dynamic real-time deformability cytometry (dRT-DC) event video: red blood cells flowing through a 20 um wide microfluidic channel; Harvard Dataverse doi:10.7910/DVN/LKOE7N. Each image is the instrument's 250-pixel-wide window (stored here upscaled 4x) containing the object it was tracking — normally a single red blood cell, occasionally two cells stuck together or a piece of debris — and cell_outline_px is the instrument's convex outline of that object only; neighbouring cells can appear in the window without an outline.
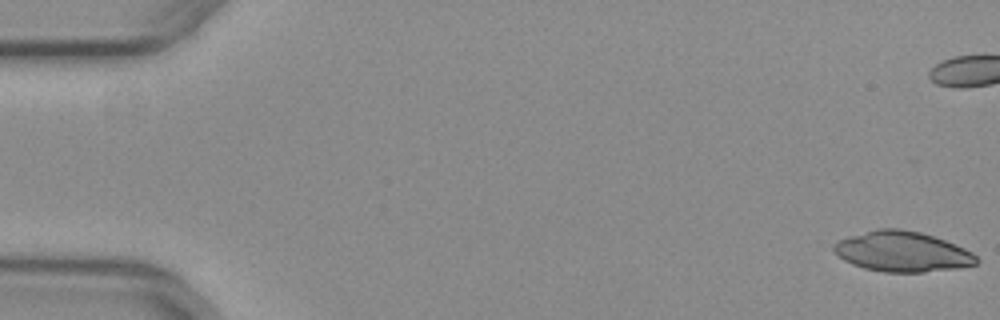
{"species": "common noctule bat (a hibernating species)", "species_latin": "Nyctalus noctula", "temperature_condition": "warm", "stored_images_in_passage": 19, "camera_frame_rate_fps": 3000, "um_per_image_px": 0.085, "animal": {"sex": "female", "body_mass_g": 29.2, "forearm_length_mm": 56.3}, "frame": {"image": 1, "passage_image": 1, "time_ms": 0.0, "image_size_px": [1000, 320], "cell_outline_px": [[980, 260], [976, 264], [960, 268], [924, 272], [884, 272], [864, 268], [852, 264], [844, 260], [832, 248], [832, 244], [840, 240], [876, 228], [900, 228], [920, 232], [944, 240], [964, 248], [972, 252]], "centroid_in_image_um": [76.72, 21.39], "position_along_channel_um": 8.3, "area_um2": 33.35}}